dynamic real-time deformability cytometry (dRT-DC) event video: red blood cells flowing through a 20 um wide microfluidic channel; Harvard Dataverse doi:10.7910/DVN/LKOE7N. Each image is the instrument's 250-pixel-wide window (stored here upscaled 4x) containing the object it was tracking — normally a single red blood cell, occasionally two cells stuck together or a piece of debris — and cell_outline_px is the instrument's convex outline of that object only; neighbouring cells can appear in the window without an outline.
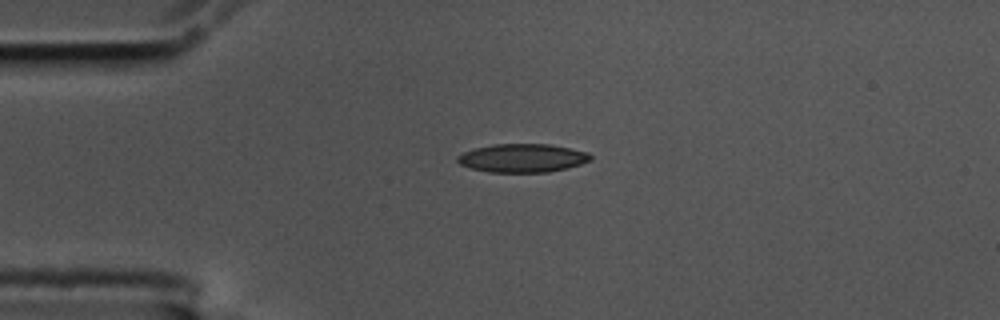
{"species": "common noctule bat (a hibernating species)", "species_latin": "Nyctalus noctula", "temperature_condition": "cold", "stored_images_in_passage": 2, "camera_frame_rate_fps": 3000, "um_per_image_px": 0.085, "animal": {"sex": "male", "body_mass_g": 17.5, "forearm_length_mm": 52.3}, "frame": {"image": 1, "passage_image": 1, "time_ms": 0.0, "image_size_px": [1000, 320], "cell_outline_px": [[592, 160], [580, 164], [548, 172], [488, 172], [472, 168], [460, 164], [456, 160], [456, 156], [464, 152], [476, 148], [496, 144], [548, 144], [588, 152], [592, 156]], "centroid_in_image_um": [44.4, 13.43], "position_along_channel_um": 40.6, "area_um2": 21.85}}